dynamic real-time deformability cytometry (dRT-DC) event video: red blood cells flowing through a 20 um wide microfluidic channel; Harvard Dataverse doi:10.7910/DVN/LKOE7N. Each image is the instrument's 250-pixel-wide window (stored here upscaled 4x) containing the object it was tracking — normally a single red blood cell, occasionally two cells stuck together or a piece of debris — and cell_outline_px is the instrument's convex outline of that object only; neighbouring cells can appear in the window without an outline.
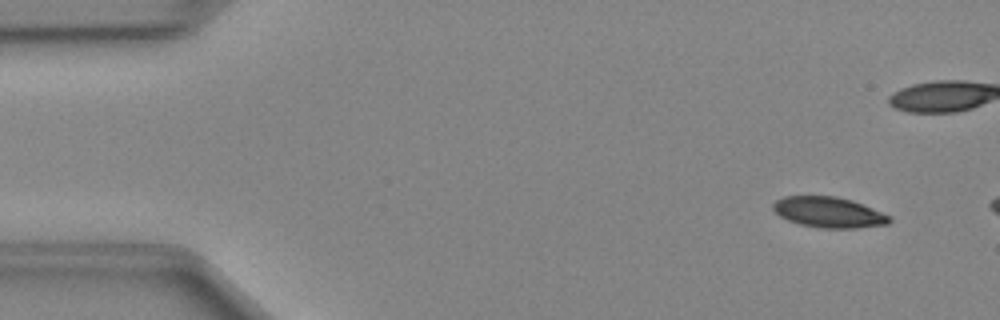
{"species": "Egyptian fruit bat (a non-hibernating species)", "species_latin": "Rousettus aegyptiacus", "temperature_condition": "cold", "stored_images_in_passage": 9, "camera_frame_rate_fps": 3000, "um_per_image_px": 0.085, "animal": {"sex": "female"}, "frame": {"image": 1, "passage_image": 3, "time_ms": 0.667, "image_size_px": [1000, 320], "cell_outline_px": [[892, 220], [888, 224], [856, 228], [820, 228], [800, 224], [788, 220], [780, 216], [772, 208], [772, 204], [776, 200], [784, 196], [836, 196], [852, 200], [892, 216]], "centroid_in_image_um": [70.45, 18.04], "position_along_channel_um": 14.5, "area_um2": 20.81}}